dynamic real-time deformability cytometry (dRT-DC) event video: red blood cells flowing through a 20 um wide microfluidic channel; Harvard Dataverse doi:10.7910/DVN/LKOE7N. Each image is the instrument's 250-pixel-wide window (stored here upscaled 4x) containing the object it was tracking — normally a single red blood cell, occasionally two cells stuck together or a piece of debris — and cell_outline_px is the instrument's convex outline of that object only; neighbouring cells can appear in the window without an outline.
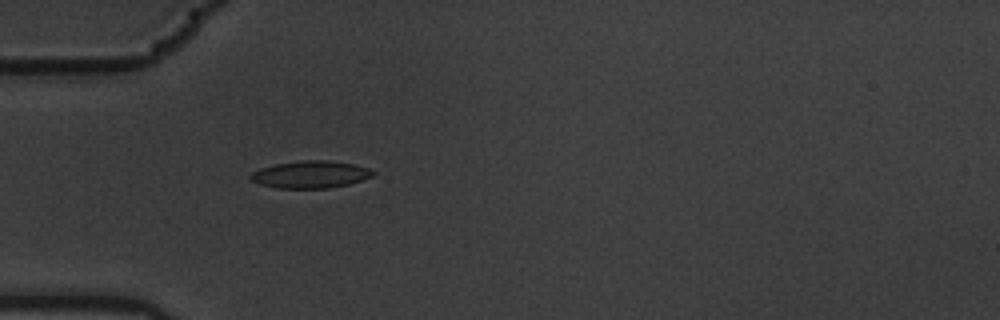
{"species": "common noctule bat (a hibernating species)", "species_latin": "Nyctalus noctula", "temperature_condition": "warm", "stored_images_in_passage": 6, "camera_frame_rate_fps": 3000, "um_per_image_px": 0.085, "animal": {"sex": "male", "body_mass_g": 19.5, "forearm_length_mm": 54.6}, "frame": {"image": 1, "passage_image": 6, "time_ms": 1.667, "image_size_px": [1000, 320], "cell_outline_px": [[376, 172], [372, 176], [348, 184], [328, 188], [276, 188], [260, 184], [252, 180], [248, 176], [252, 172], [260, 168], [276, 164], [300, 160], [328, 160], [352, 164], [368, 168]], "centroid_in_image_um": [26.36, 14.82], "position_along_channel_um": 58.6, "area_um2": 19.31}}